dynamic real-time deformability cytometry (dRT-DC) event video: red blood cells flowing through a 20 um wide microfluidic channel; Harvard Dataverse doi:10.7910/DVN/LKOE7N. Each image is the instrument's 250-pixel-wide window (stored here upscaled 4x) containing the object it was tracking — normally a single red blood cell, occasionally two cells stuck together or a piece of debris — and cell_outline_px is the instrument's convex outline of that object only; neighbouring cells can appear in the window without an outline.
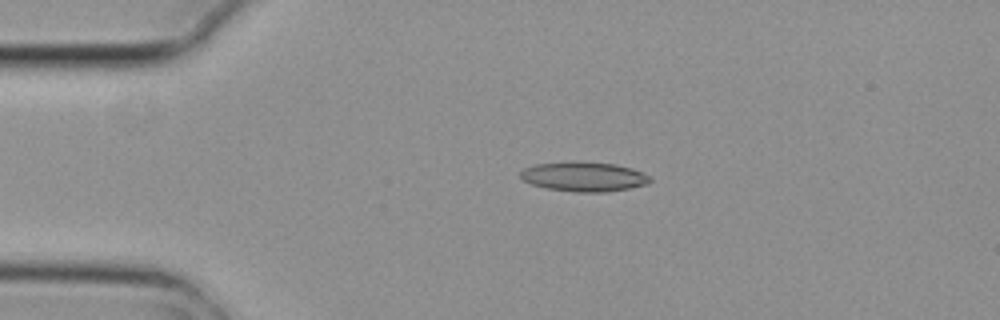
{"species": "common noctule bat (a hibernating species)", "species_latin": "Nyctalus noctula", "temperature_condition": "cold", "stored_images_in_passage": 4, "camera_frame_rate_fps": 3000, "um_per_image_px": 0.085, "animal": {"sex": "female", "body_mass_g": 29.2, "forearm_length_mm": 56.3}, "frame": {"image": 1, "passage_image": 3, "time_ms": 0.667, "image_size_px": [1000, 320], "cell_outline_px": [[652, 180], [648, 184], [608, 192], [572, 192], [548, 188], [532, 184], [524, 180], [520, 176], [520, 172], [524, 168], [536, 164], [616, 164], [632, 168], [648, 176]], "centroid_in_image_um": [49.66, 15.06], "position_along_channel_um": 35.3, "area_um2": 21.33}}